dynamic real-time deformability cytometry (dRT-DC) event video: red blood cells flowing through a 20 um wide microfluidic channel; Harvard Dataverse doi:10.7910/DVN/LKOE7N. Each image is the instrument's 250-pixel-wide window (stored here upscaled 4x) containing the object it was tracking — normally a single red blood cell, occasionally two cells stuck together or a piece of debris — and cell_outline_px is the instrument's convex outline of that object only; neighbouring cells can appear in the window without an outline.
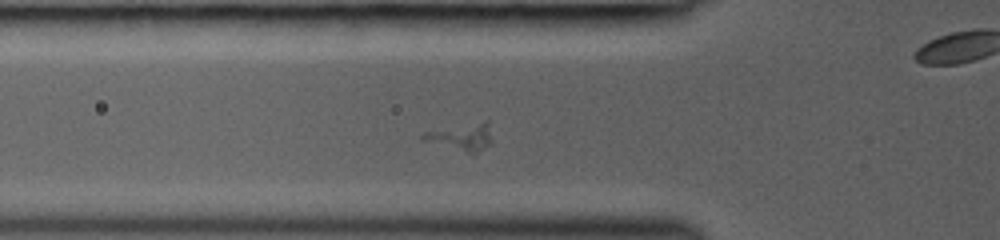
{"species": "common noctule bat (a hibernating species)", "species_latin": "Nyctalus noctula", "temperature_condition": "room temperature", "stored_images_in_passage": 9, "segment_of_instrument_passage": [1, 2], "camera_frame_rate_fps": 3000, "um_per_image_px": 0.085, "animal": {"sex": "female", "body_mass_g": 19.0, "forearm_length_mm": 53.3}, "frame": {"image": 1, "passage_image": 4, "time_ms": 2.0, "image_size_px": [1000, 240], "cell_outline_px": [[492, 144], [476, 152], [468, 152], [420, 140], [420, 136], [424, 132], [484, 120], [488, 120]], "centroid_in_image_um": [39.24, 11.61], "position_along_channel_um": 86.6, "area_um2": 10.75}}
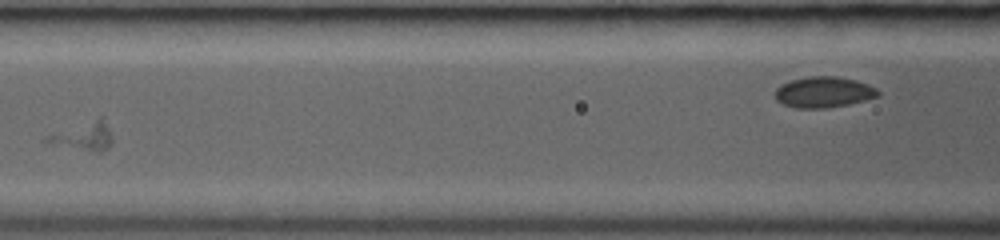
{"frame": {"image": 2, "passage_image": 6, "time_ms": 3.667, "image_size_px": [1000, 240], "cell_outline_px": [[112, 144], [104, 152], [100, 152], [44, 140], [44, 136], [100, 116], [104, 116], [112, 140]], "centroid_in_image_um": [7.21, 11.52], "position_along_channel_um": 159.4, "area_um2": 10.29}}
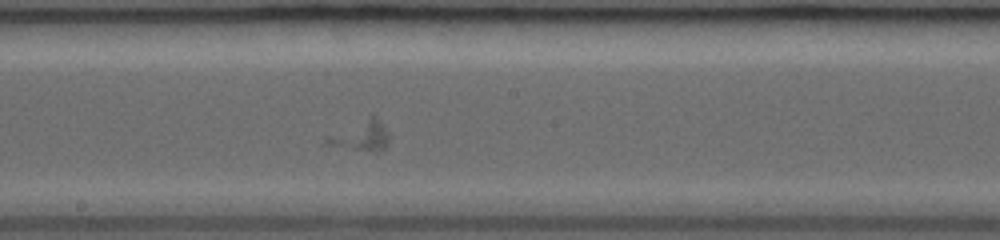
{"frame": {"image": 3, "passage_image": 8, "time_ms": 5.0, "image_size_px": [1000, 240], "cell_outline_px": [[388, 144], [380, 152], [324, 144], [324, 140], [328, 136], [372, 112], [384, 124], [388, 132]], "centroid_in_image_um": [30.73, 11.47], "position_along_channel_um": 217.5, "area_um2": 11.1}}